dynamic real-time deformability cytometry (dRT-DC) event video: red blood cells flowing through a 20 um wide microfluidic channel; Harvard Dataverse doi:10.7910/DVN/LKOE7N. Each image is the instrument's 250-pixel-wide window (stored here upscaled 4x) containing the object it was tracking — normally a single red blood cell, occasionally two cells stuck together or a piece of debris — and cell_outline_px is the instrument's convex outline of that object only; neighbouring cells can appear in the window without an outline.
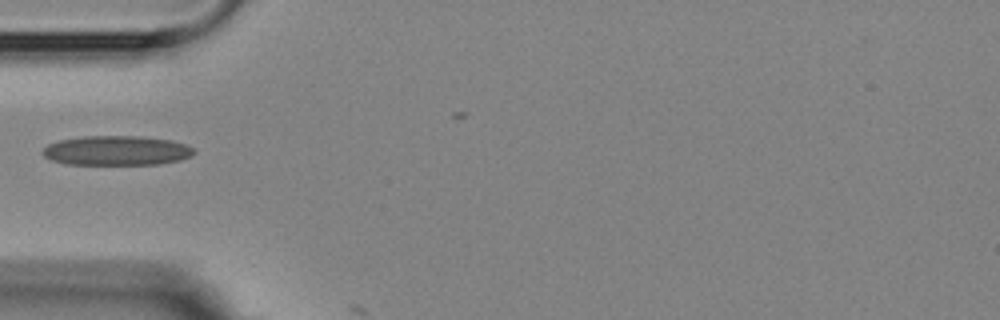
{"species": "Egyptian fruit bat (a non-hibernating species)", "species_latin": "Rousettus aegyptiacus", "temperature_condition": "room temperature", "stored_images_in_passage": 2, "camera_frame_rate_fps": 3000, "um_per_image_px": 0.085, "animal": {"sex": "female"}, "frame": {"image": 1, "passage_image": 1, "time_ms": 0.0, "image_size_px": [1000, 320], "cell_outline_px": [[196, 152], [192, 156], [180, 160], [160, 164], [64, 164], [52, 160], [44, 156], [40, 152], [48, 144], [60, 140], [84, 136], [140, 136], [172, 140], [184, 144], [192, 148]], "centroid_in_image_um": [9.91, 12.8], "position_along_channel_um": 75.1, "area_um2": 26.13}}
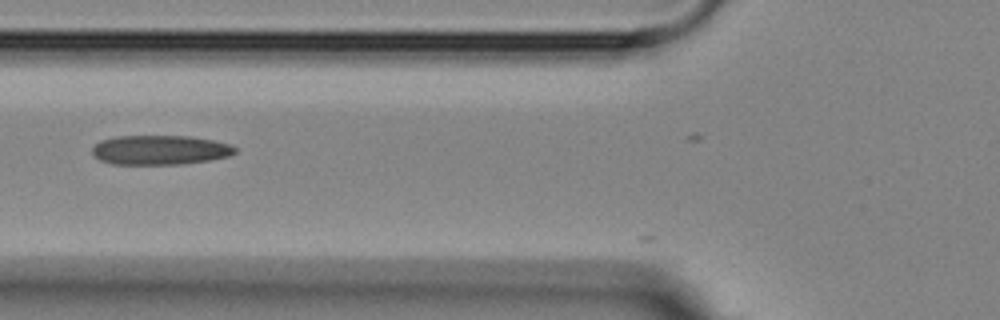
{"frame": {"image": 2, "passage_image": 2, "time_ms": 1.0, "image_size_px": [1000, 320], "cell_outline_px": [[236, 152], [228, 156], [208, 160], [180, 164], [112, 164], [100, 160], [92, 156], [92, 148], [100, 140], [116, 136], [188, 136], [212, 140], [228, 144], [236, 148]], "centroid_in_image_um": [13.54, 12.75], "position_along_channel_um": 112.3, "area_um2": 24.45}}